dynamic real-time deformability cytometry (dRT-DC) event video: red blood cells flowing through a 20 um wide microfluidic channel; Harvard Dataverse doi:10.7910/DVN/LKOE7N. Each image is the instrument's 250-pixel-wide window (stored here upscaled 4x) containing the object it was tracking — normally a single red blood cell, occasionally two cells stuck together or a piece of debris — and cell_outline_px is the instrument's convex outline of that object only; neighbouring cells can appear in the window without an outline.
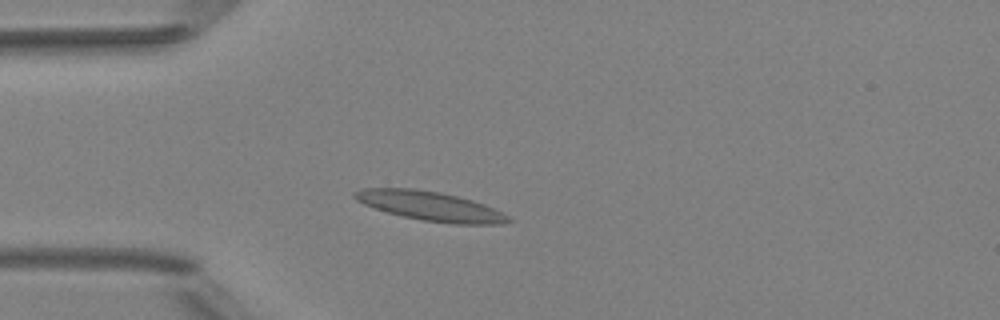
{"species": "Egyptian fruit bat (a non-hibernating species)", "species_latin": "Rousettus aegyptiacus", "temperature_condition": "room temperature", "stored_images_in_passage": 3, "camera_frame_rate_fps": 3000, "um_per_image_px": 0.085, "animal": {"sex": "female"}, "frame": {"image": 1, "passage_image": 2, "time_ms": 1.333, "image_size_px": [1000, 320], "cell_outline_px": [[516, 220], [504, 224], [452, 224], [424, 220], [404, 216], [388, 212], [364, 204], [356, 200], [352, 196], [352, 192], [360, 188], [416, 188], [440, 192], [472, 200], [484, 204], [504, 212]], "centroid_in_image_um": [36.63, 17.51], "position_along_channel_um": 48.4, "area_um2": 26.41}}